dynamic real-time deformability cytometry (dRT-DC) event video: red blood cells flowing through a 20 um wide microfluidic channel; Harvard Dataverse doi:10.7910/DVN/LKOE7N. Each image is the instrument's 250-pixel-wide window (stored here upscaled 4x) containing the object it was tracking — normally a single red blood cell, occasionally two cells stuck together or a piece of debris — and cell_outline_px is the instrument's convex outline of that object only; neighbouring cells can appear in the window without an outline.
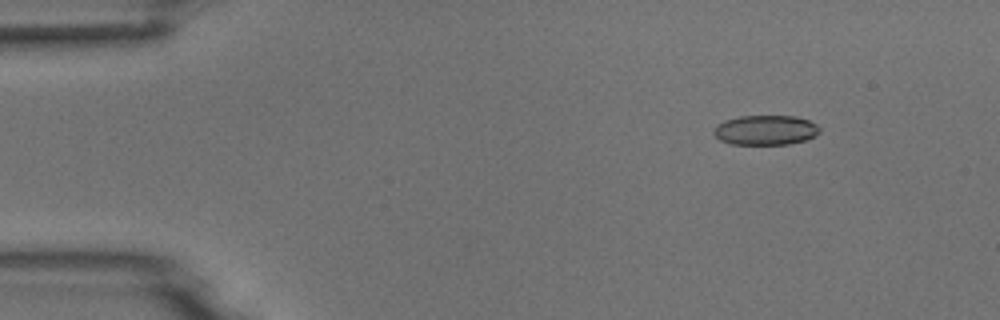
{"species": "common noctule bat (a hibernating species)", "species_latin": "Nyctalus noctula", "temperature_condition": "room temperature", "stored_images_in_passage": 7, "camera_frame_rate_fps": 3000, "um_per_image_px": 0.085, "animal": {"sex": "male", "body_mass_g": 18.8}, "frame": {"image": 1, "passage_image": 2, "time_ms": 1.333, "image_size_px": [1000, 320], "cell_outline_px": [[820, 132], [816, 136], [804, 140], [788, 144], [732, 144], [720, 140], [712, 132], [712, 128], [716, 124], [724, 120], [740, 116], [796, 116], [808, 120], [816, 124], [820, 128]], "centroid_in_image_um": [65.05, 11.05], "position_along_channel_um": 20.0, "area_um2": 18.5}}
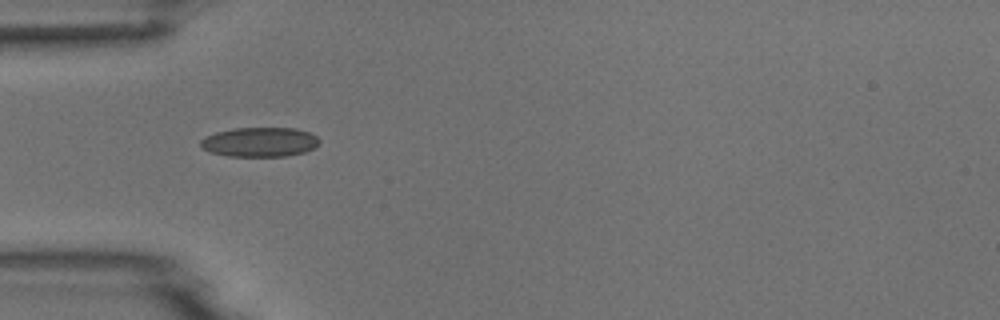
{"frame": {"image": 2, "passage_image": 5, "time_ms": 4.667, "image_size_px": [1000, 320], "cell_outline_px": [[320, 140], [312, 148], [304, 152], [288, 156], [228, 156], [212, 152], [204, 148], [200, 144], [200, 140], [204, 136], [216, 132], [232, 128], [296, 128], [308, 132], [316, 136]], "centroid_in_image_um": [22.06, 12.06], "position_along_channel_um": 62.9, "area_um2": 20.29}}
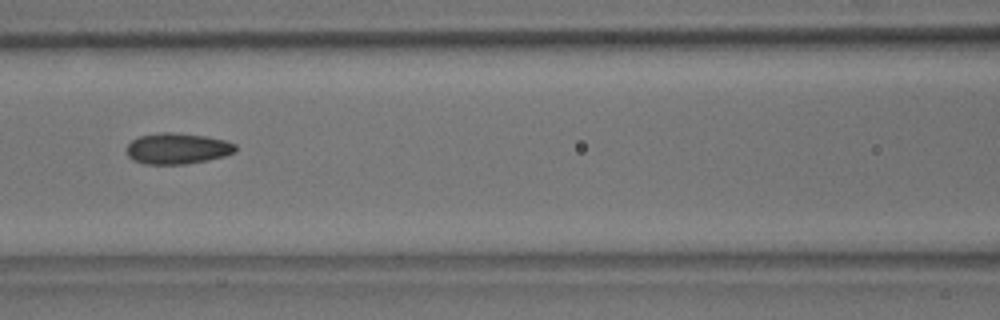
{"frame": {"image": 3, "passage_image": 7, "time_ms": 7.0, "image_size_px": [1000, 320], "cell_outline_px": [[236, 152], [224, 156], [208, 160], [184, 164], [144, 164], [132, 160], [128, 156], [128, 144], [132, 140], [140, 136], [160, 132], [172, 132], [208, 136], [224, 140], [236, 144]], "centroid_in_image_um": [15.09, 12.62], "position_along_channel_um": 151.5, "area_um2": 19.71}}